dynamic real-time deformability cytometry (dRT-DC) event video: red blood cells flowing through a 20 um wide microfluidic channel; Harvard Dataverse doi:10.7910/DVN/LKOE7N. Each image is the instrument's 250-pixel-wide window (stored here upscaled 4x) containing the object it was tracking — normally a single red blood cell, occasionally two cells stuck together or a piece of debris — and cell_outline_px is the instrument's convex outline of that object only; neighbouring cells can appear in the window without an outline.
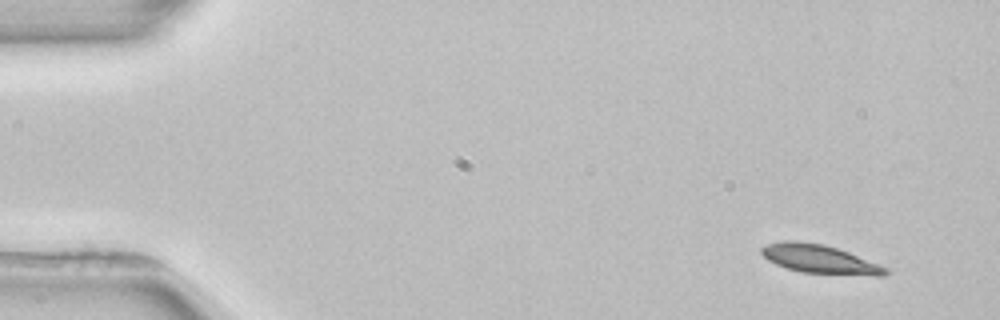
{"species": "common noctule bat (a hibernating species)", "species_latin": "Nyctalus noctula", "temperature_condition": "room temperature", "stored_images_in_passage": 3, "camera_frame_rate_fps": 3000, "um_per_image_px": 0.085, "animal": {"sex": "female", "body_mass_g": 22.7, "forearm_length_mm": 54.2}, "frame": {"image": 1, "passage_image": 1, "time_ms": 0.0, "image_size_px": [1000, 320], "cell_outline_px": [[888, 272], [884, 276], [872, 276], [800, 272], [776, 264], [768, 260], [760, 252], [760, 248], [768, 244], [784, 240], [796, 240], [824, 244], [848, 252], [888, 268]], "centroid_in_image_um": [69.66, 22.02], "position_along_channel_um": 15.3, "area_um2": 20.69}}